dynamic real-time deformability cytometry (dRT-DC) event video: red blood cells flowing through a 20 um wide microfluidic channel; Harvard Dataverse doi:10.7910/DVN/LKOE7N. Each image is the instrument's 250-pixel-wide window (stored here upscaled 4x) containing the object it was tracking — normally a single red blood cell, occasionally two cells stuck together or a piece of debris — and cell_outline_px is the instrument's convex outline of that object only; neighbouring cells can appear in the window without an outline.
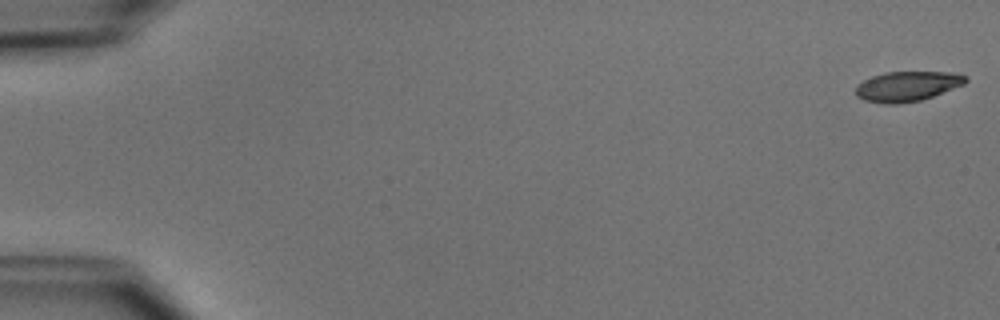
{"species": "common noctule bat (a hibernating species)", "species_latin": "Nyctalus noctula", "temperature_condition": "cold", "stored_images_in_passage": 52, "camera_frame_rate_fps": 3000, "um_per_image_px": 0.085, "animal": {"sex": "male", "body_mass_g": 15.6}, "frame": {"image": 1, "passage_image": 1, "time_ms": 0.0, "image_size_px": [1000, 320], "cell_outline_px": [[968, 80], [964, 84], [932, 96], [920, 100], [900, 104], [884, 104], [864, 100], [856, 96], [856, 84], [872, 76], [884, 72], [952, 72], [968, 76]], "centroid_in_image_um": [77.1, 7.33], "position_along_channel_um": 7.9, "area_um2": 19.25}}
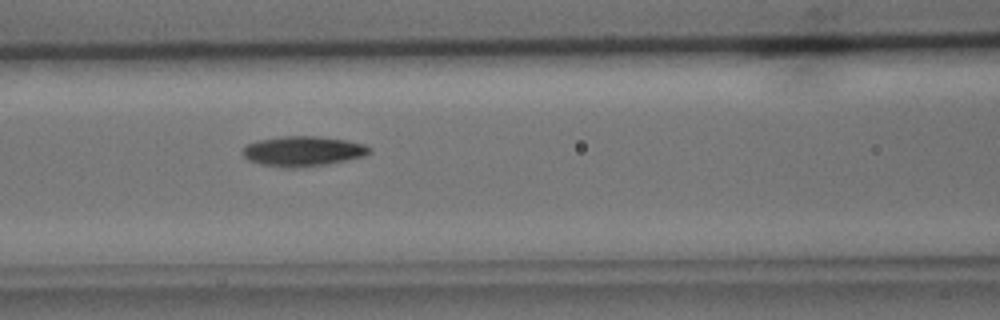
{"frame": {"image": 2, "passage_image": 23, "time_ms": 7.333, "image_size_px": [1000, 320], "cell_outline_px": [[372, 152], [364, 156], [328, 164], [292, 168], [288, 168], [260, 164], [248, 160], [244, 156], [244, 148], [248, 144], [260, 140], [284, 136], [316, 136], [348, 140], [364, 144], [372, 148]], "centroid_in_image_um": [25.8, 12.85], "position_along_channel_um": 140.8, "area_um2": 22.08}}
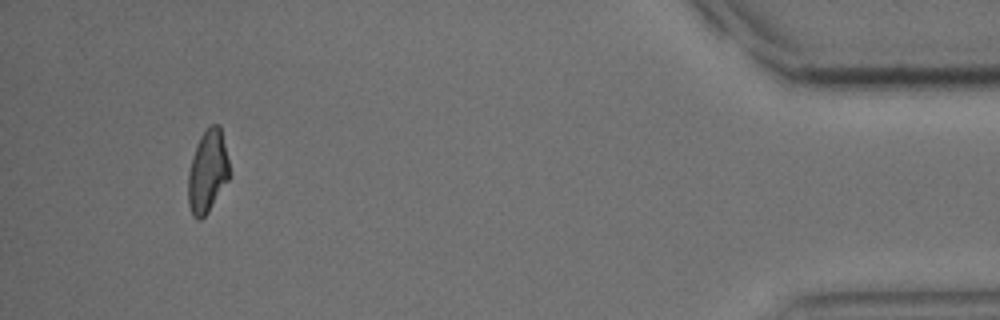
{"frame": {"image": 3, "passage_image": 49, "time_ms": 16.0, "image_size_px": [1000, 320], "cell_outline_px": [[232, 172], [228, 180], [208, 212], [200, 220], [196, 220], [192, 216], [188, 204], [188, 172], [192, 156], [196, 144], [200, 136], [212, 124], [220, 124]], "centroid_in_image_um": [17.66, 14.57], "position_along_channel_um": 417.5, "area_um2": 20.23}, "authors_computed_cell_mechanics": {"area_um2": 20.6635, "velocity_mm_per_s": 3.9131, "shape_relaxation_time_tau1_ms": 3.4631, "shape_relaxation_time_tau2_ms": 5.4005, "deformation_change_tau1": 0.1326, "deformation_change_tau2": 0.1177}}